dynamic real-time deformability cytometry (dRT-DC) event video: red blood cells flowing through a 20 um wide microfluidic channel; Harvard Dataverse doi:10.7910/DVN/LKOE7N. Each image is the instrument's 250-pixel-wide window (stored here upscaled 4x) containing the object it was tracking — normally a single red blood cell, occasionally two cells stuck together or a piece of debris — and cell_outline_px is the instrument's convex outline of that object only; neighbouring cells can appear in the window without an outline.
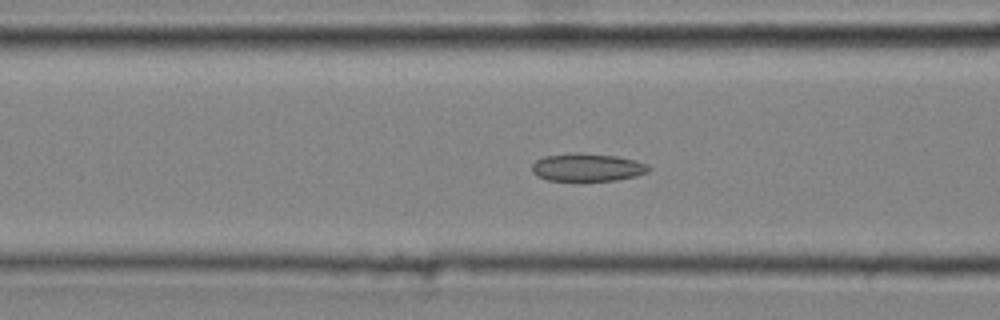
{"species": "common noctule bat (a hibernating species)", "species_latin": "Nyctalus noctula", "temperature_condition": "cold", "stored_images_in_passage": 43, "camera_frame_rate_fps": 3000, "um_per_image_px": 0.085, "animal": {"sex": "male", "body_mass_g": 20.4}, "frame": {"image": 1, "passage_image": 17, "time_ms": 5.333, "image_size_px": [1000, 320], "cell_outline_px": [[648, 172], [636, 176], [612, 180], [548, 180], [532, 172], [532, 164], [536, 160], [544, 156], [616, 156], [632, 160], [644, 164], [648, 168]], "centroid_in_image_um": [49.9, 14.28], "position_along_channel_um": 116.7, "area_um2": 17.46}}
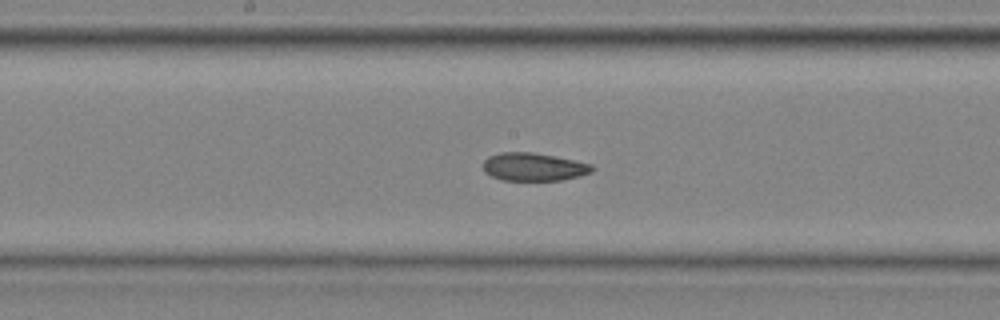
{"frame": {"image": 2, "passage_image": 23, "time_ms": 7.333, "image_size_px": [1000, 320], "cell_outline_px": [[592, 172], [560, 180], [504, 180], [492, 176], [484, 168], [484, 160], [488, 156], [500, 152], [532, 152], [592, 164]], "centroid_in_image_um": [45.33, 14.17], "position_along_channel_um": 202.9, "area_um2": 17.34}}
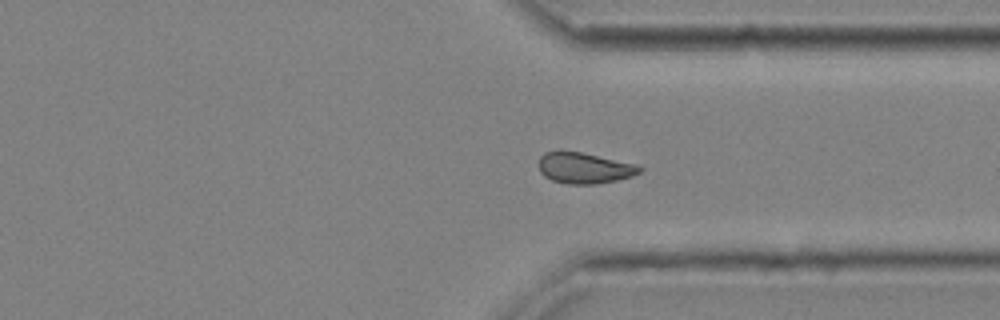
{"frame": {"image": 3, "passage_image": 34, "time_ms": 11.0, "image_size_px": [1000, 320], "cell_outline_px": [[644, 168], [640, 172], [632, 176], [616, 180], [596, 184], [568, 184], [552, 180], [544, 176], [540, 172], [540, 156], [544, 152], [560, 148], [580, 152], [636, 164]], "centroid_in_image_um": [49.63, 14.25], "position_along_channel_um": 361.8, "area_um2": 18.44}, "authors_computed_cell_mechanics": {"area_um2": 17.9758, "velocity_mm_per_s": 4.3104, "shape_relaxation_time_tau1_ms": null, "shape_relaxation_time_tau2_ms": 1.6641, "deformation_change_tau1": null, "deformation_change_tau2": 0.0663}}